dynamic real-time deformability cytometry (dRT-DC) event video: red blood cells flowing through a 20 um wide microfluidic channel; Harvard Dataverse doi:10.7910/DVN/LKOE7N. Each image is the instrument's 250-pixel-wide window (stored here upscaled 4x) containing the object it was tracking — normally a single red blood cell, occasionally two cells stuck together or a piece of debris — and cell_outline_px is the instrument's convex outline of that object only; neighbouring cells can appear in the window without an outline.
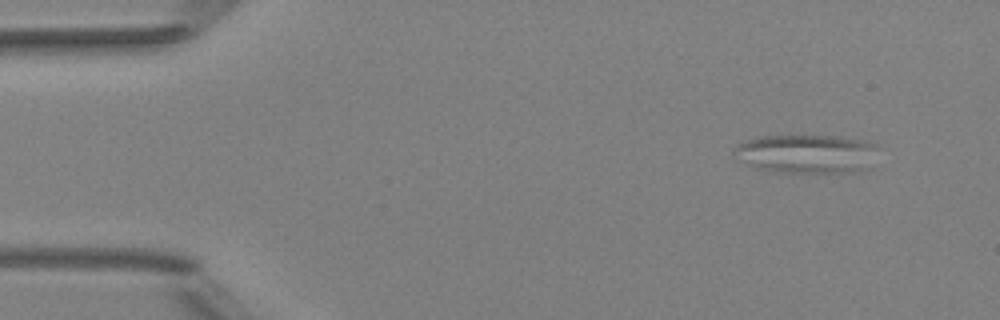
{"species": "Egyptian fruit bat (a non-hibernating species)", "species_latin": "Rousettus aegyptiacus", "temperature_condition": "room temperature", "stored_images_in_passage": 4, "camera_frame_rate_fps": 3000, "um_per_image_px": 0.085, "animal": {"sex": "female"}, "frame": {"image": 1, "passage_image": 1, "time_ms": 0.0, "image_size_px": [1000, 320], "cell_outline_px": [[876, 148], [868, 168], [856, 172], [788, 172], [760, 168], [736, 160], [732, 152], [732, 148], [736, 144], [744, 140], [756, 136], [840, 136], [860, 140], [876, 144]], "centroid_in_image_um": [68.48, 13.05], "position_along_channel_um": 16.5, "area_um2": 32.43}}
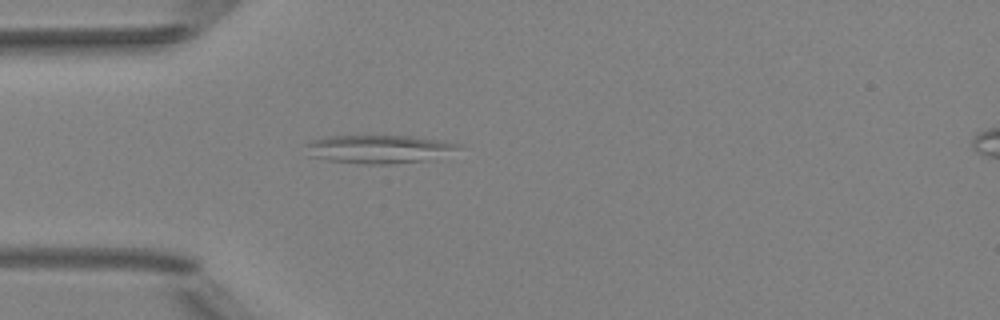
{"frame": {"image": 2, "passage_image": 4, "time_ms": 1.0, "image_size_px": [1000, 320], "cell_outline_px": [[464, 148], [424, 160], [392, 164], [364, 164], [328, 160], [308, 156], [304, 144], [308, 140], [328, 136], [412, 136], [444, 140], [460, 144]], "centroid_in_image_um": [32.15, 12.66], "position_along_channel_um": 52.8, "area_um2": 25.32}}